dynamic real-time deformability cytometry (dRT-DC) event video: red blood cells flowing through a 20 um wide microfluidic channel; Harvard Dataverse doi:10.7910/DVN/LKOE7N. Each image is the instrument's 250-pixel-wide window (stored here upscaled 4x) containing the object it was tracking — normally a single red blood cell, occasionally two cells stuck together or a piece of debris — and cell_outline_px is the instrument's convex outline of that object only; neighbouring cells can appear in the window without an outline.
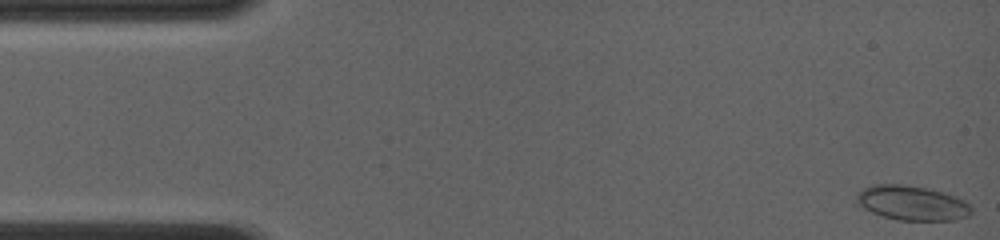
{"species": "common noctule bat (a hibernating species)", "species_latin": "Nyctalus noctula", "temperature_condition": "room temperature", "stored_images_in_passage": 61, "camera_frame_rate_fps": 4000, "um_per_image_px": 0.085, "animal": {"sex": "female", "body_mass_g": 19.0, "forearm_length_mm": 56.7}, "frame": {"image": 1, "passage_image": 1, "time_ms": 0.0, "image_size_px": [1000, 240], "cell_outline_px": [[972, 212], [968, 216], [956, 220], [896, 220], [872, 212], [856, 204], [856, 196], [864, 188], [876, 184], [900, 184], [924, 188], [944, 192], [956, 196], [964, 200], [972, 208]], "centroid_in_image_um": [77.54, 17.26], "position_along_channel_um": 7.5, "area_um2": 23.06}}
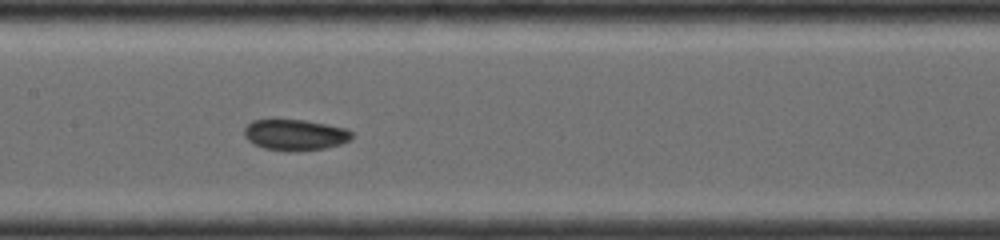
{"frame": {"image": 2, "passage_image": 30, "time_ms": 7.25, "image_size_px": [1000, 240], "cell_outline_px": [[352, 136], [348, 140], [340, 144], [324, 148], [296, 152], [288, 152], [264, 148], [252, 144], [244, 136], [244, 128], [252, 120], [304, 120], [348, 128], [352, 132]], "centroid_in_image_um": [25.06, 11.47], "position_along_channel_um": 182.3, "area_um2": 19.54}}
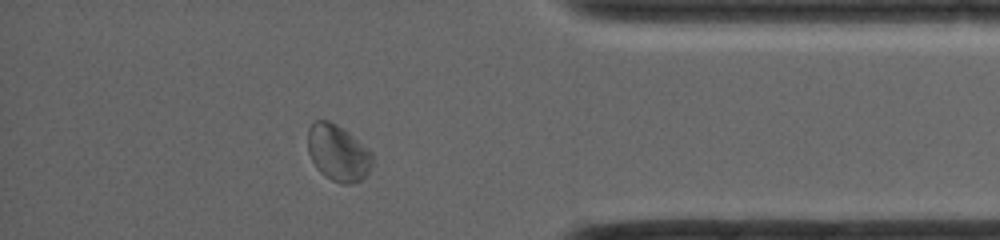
{"frame": {"image": 3, "passage_image": 53, "time_ms": 13.0, "image_size_px": [1000, 240], "cell_outline_px": [[372, 164], [368, 172], [360, 180], [348, 184], [340, 184], [324, 176], [316, 168], [308, 152], [308, 128], [316, 120], [328, 120], [336, 124], [348, 132], [368, 148], [372, 152]], "centroid_in_image_um": [28.72, 12.99], "position_along_channel_um": 406.5, "area_um2": 21.15}, "authors_computed_cell_mechanics": {"area_um2": 19.9988, "velocity_mm_per_s": 4.1117, "shape_relaxation_time_tau1_ms": null, "shape_relaxation_time_tau2_ms": 3.0242, "deformation_change_tau1": null, "deformation_change_tau2": 0.0338}}